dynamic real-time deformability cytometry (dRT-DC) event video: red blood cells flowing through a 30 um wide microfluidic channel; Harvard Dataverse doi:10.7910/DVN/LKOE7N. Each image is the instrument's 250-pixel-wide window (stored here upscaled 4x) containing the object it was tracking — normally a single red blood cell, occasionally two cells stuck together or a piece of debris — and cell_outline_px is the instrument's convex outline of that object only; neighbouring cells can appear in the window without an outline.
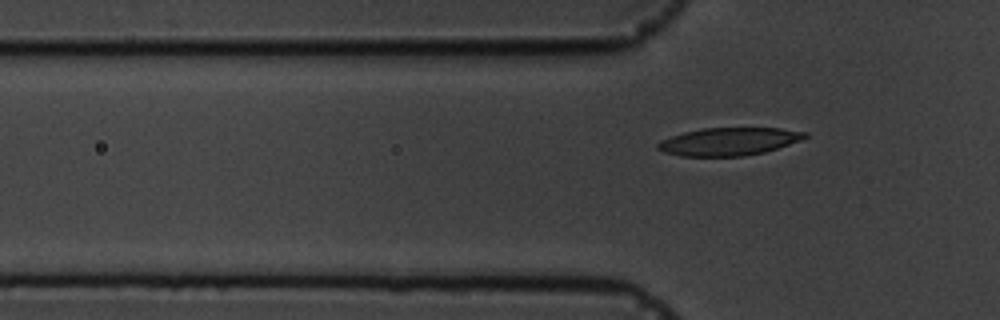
{"species": "common noctule bat (a hibernating species)", "species_latin": "Nyctalus noctula", "temperature_condition": "cold", "stored_images_in_passage": 7, "segment_of_instrument_passage": [2, 2], "camera_frame_rate_fps": 3000, "um_per_image_px": 0.085, "animal": {"sex": "male", "body_mass_g": 19.5, "forearm_length_mm": 54.6}, "frame": {"image": 1, "passage_image": 7, "time_ms": 7.0, "image_size_px": [1000, 320], "cell_outline_px": [[808, 136], [800, 140], [764, 152], [744, 156], [680, 156], [664, 152], [656, 148], [656, 144], [660, 140], [684, 132], [700, 128], [780, 128], [808, 132]], "centroid_in_image_um": [61.92, 12.02], "position_along_channel_um": 63.9, "area_um2": 23.81}}